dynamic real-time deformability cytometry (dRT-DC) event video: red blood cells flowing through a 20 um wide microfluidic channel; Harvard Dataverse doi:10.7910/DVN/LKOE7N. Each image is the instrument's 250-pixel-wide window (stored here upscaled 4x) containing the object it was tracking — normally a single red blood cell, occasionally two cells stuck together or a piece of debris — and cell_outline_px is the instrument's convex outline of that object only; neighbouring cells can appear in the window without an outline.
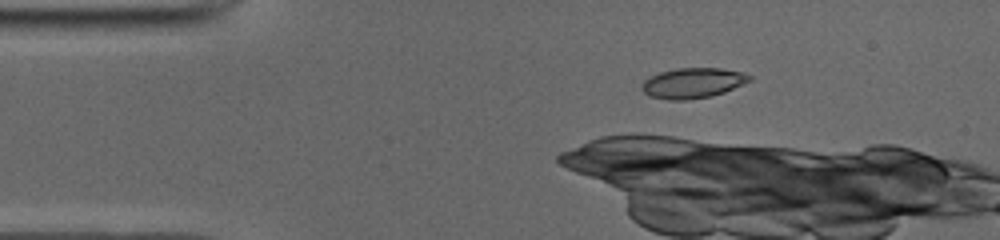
{"species": "common noctule bat (a hibernating species)", "species_latin": "Nyctalus noctula", "temperature_condition": "cold", "stored_images_in_passage": 4, "camera_frame_rate_fps": 3000, "um_per_image_px": 0.085, "animal": {"sex": "male", "body_mass_g": 19.0, "forearm_length_mm": 50.8}, "frame": {"image": 1, "passage_image": 1, "time_ms": 0.0, "image_size_px": [1000, 240], "cell_outline_px": [[752, 80], [724, 92], [708, 96], [684, 100], [668, 100], [648, 96], [640, 88], [644, 80], [660, 72], [676, 68], [720, 68], [744, 72], [752, 76]], "centroid_in_image_um": [58.88, 7.05], "position_along_channel_um": 26.1, "area_um2": 18.96}}